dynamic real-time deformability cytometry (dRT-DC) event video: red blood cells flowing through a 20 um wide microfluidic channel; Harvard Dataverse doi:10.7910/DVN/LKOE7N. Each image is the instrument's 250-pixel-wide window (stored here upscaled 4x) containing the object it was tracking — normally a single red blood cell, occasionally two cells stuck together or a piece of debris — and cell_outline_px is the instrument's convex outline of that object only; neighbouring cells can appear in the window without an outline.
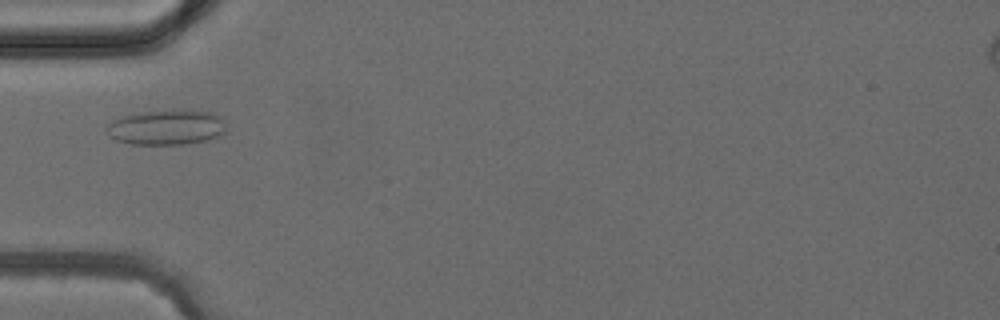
{"species": "common noctule bat (a hibernating species)", "species_latin": "Nyctalus noctula", "temperature_condition": "cold", "stored_images_in_passage": 3, "camera_frame_rate_fps": 3000, "um_per_image_px": 0.085, "animal": {"sex": "female", "body_mass_g": 24.6, "forearm_length_mm": 56.2}, "frame": {"image": 1, "passage_image": 3, "time_ms": 2.333, "image_size_px": [1000, 320], "cell_outline_px": [[224, 132], [220, 136], [208, 140], [184, 144], [132, 144], [116, 140], [108, 136], [104, 128], [112, 120], [120, 116], [136, 112], [212, 112], [220, 116], [224, 120]], "centroid_in_image_um": [14.09, 10.85], "position_along_channel_um": 70.9, "area_um2": 24.1}}